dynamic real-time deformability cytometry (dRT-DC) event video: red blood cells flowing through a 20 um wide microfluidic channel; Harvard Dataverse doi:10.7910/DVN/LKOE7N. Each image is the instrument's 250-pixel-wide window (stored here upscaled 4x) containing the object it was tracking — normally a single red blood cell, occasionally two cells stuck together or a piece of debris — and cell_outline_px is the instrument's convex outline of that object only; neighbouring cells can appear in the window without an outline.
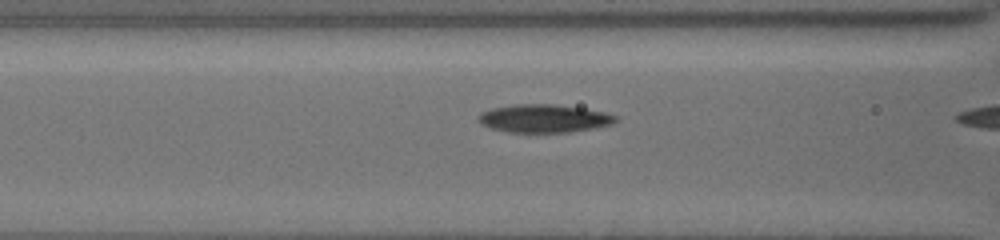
{"species": "common noctule bat (a hibernating species)", "species_latin": "Nyctalus noctula", "temperature_condition": "cold", "stored_images_in_passage": 7, "camera_frame_rate_fps": 3000, "um_per_image_px": 0.085, "animal": {"sex": "female", "body_mass_g": 19.5, "forearm_length_mm": 54.1}, "frame": {"image": 1, "passage_image": 6, "time_ms": 1.667, "image_size_px": [1000, 240], "cell_outline_px": [[616, 120], [612, 124], [592, 128], [568, 132], [508, 132], [492, 128], [480, 124], [480, 112], [492, 108], [516, 104], [552, 104], [584, 108], [604, 112], [616, 116]], "centroid_in_image_um": [46.23, 10.06], "position_along_channel_um": 120.4, "area_um2": 22.2}}